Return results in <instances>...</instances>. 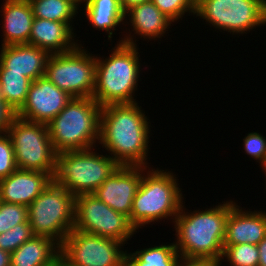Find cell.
<instances>
[{
	"instance_id": "cell-2",
	"label": "cell",
	"mask_w": 266,
	"mask_h": 266,
	"mask_svg": "<svg viewBox=\"0 0 266 266\" xmlns=\"http://www.w3.org/2000/svg\"><path fill=\"white\" fill-rule=\"evenodd\" d=\"M183 201L172 227L175 247L182 260L203 261L218 265L223 254L226 220L230 200L210 208L190 210ZM189 212H188V211Z\"/></svg>"
},
{
	"instance_id": "cell-40",
	"label": "cell",
	"mask_w": 266,
	"mask_h": 266,
	"mask_svg": "<svg viewBox=\"0 0 266 266\" xmlns=\"http://www.w3.org/2000/svg\"><path fill=\"white\" fill-rule=\"evenodd\" d=\"M28 2H32V1H39V0H27Z\"/></svg>"
},
{
	"instance_id": "cell-38",
	"label": "cell",
	"mask_w": 266,
	"mask_h": 266,
	"mask_svg": "<svg viewBox=\"0 0 266 266\" xmlns=\"http://www.w3.org/2000/svg\"><path fill=\"white\" fill-rule=\"evenodd\" d=\"M257 1L260 2L266 8V0H257Z\"/></svg>"
},
{
	"instance_id": "cell-22",
	"label": "cell",
	"mask_w": 266,
	"mask_h": 266,
	"mask_svg": "<svg viewBox=\"0 0 266 266\" xmlns=\"http://www.w3.org/2000/svg\"><path fill=\"white\" fill-rule=\"evenodd\" d=\"M60 257V246L52 239L33 236L11 253L10 266H49Z\"/></svg>"
},
{
	"instance_id": "cell-9",
	"label": "cell",
	"mask_w": 266,
	"mask_h": 266,
	"mask_svg": "<svg viewBox=\"0 0 266 266\" xmlns=\"http://www.w3.org/2000/svg\"><path fill=\"white\" fill-rule=\"evenodd\" d=\"M195 15L215 31L243 36L266 26V8L257 0H200Z\"/></svg>"
},
{
	"instance_id": "cell-23",
	"label": "cell",
	"mask_w": 266,
	"mask_h": 266,
	"mask_svg": "<svg viewBox=\"0 0 266 266\" xmlns=\"http://www.w3.org/2000/svg\"><path fill=\"white\" fill-rule=\"evenodd\" d=\"M152 246L133 252L127 250L126 266H177L182 260L174 241Z\"/></svg>"
},
{
	"instance_id": "cell-12",
	"label": "cell",
	"mask_w": 266,
	"mask_h": 266,
	"mask_svg": "<svg viewBox=\"0 0 266 266\" xmlns=\"http://www.w3.org/2000/svg\"><path fill=\"white\" fill-rule=\"evenodd\" d=\"M74 210V229L113 238L126 244L138 232L128 216L114 211L93 193L76 195Z\"/></svg>"
},
{
	"instance_id": "cell-30",
	"label": "cell",
	"mask_w": 266,
	"mask_h": 266,
	"mask_svg": "<svg viewBox=\"0 0 266 266\" xmlns=\"http://www.w3.org/2000/svg\"><path fill=\"white\" fill-rule=\"evenodd\" d=\"M243 139V150L245 155L256 160L262 171H266V137L259 132H249Z\"/></svg>"
},
{
	"instance_id": "cell-36",
	"label": "cell",
	"mask_w": 266,
	"mask_h": 266,
	"mask_svg": "<svg viewBox=\"0 0 266 266\" xmlns=\"http://www.w3.org/2000/svg\"><path fill=\"white\" fill-rule=\"evenodd\" d=\"M11 253L0 249V266H10Z\"/></svg>"
},
{
	"instance_id": "cell-8",
	"label": "cell",
	"mask_w": 266,
	"mask_h": 266,
	"mask_svg": "<svg viewBox=\"0 0 266 266\" xmlns=\"http://www.w3.org/2000/svg\"><path fill=\"white\" fill-rule=\"evenodd\" d=\"M14 149L18 169L56 173L57 153L49 136L47 124L15 117L7 130Z\"/></svg>"
},
{
	"instance_id": "cell-28",
	"label": "cell",
	"mask_w": 266,
	"mask_h": 266,
	"mask_svg": "<svg viewBox=\"0 0 266 266\" xmlns=\"http://www.w3.org/2000/svg\"><path fill=\"white\" fill-rule=\"evenodd\" d=\"M152 2L175 24L185 18L187 13L189 16H195L194 0H152Z\"/></svg>"
},
{
	"instance_id": "cell-27",
	"label": "cell",
	"mask_w": 266,
	"mask_h": 266,
	"mask_svg": "<svg viewBox=\"0 0 266 266\" xmlns=\"http://www.w3.org/2000/svg\"><path fill=\"white\" fill-rule=\"evenodd\" d=\"M28 221V207L0 200V234Z\"/></svg>"
},
{
	"instance_id": "cell-7",
	"label": "cell",
	"mask_w": 266,
	"mask_h": 266,
	"mask_svg": "<svg viewBox=\"0 0 266 266\" xmlns=\"http://www.w3.org/2000/svg\"><path fill=\"white\" fill-rule=\"evenodd\" d=\"M75 196L54 179L28 206L34 236L54 240L59 246L75 224Z\"/></svg>"
},
{
	"instance_id": "cell-31",
	"label": "cell",
	"mask_w": 266,
	"mask_h": 266,
	"mask_svg": "<svg viewBox=\"0 0 266 266\" xmlns=\"http://www.w3.org/2000/svg\"><path fill=\"white\" fill-rule=\"evenodd\" d=\"M17 169L12 141L7 133L0 134V179Z\"/></svg>"
},
{
	"instance_id": "cell-3",
	"label": "cell",
	"mask_w": 266,
	"mask_h": 266,
	"mask_svg": "<svg viewBox=\"0 0 266 266\" xmlns=\"http://www.w3.org/2000/svg\"><path fill=\"white\" fill-rule=\"evenodd\" d=\"M114 46L108 57L95 54V89L92 98L101 107L137 102L135 92L139 80L142 81L140 72L143 68L138 45L121 42Z\"/></svg>"
},
{
	"instance_id": "cell-39",
	"label": "cell",
	"mask_w": 266,
	"mask_h": 266,
	"mask_svg": "<svg viewBox=\"0 0 266 266\" xmlns=\"http://www.w3.org/2000/svg\"><path fill=\"white\" fill-rule=\"evenodd\" d=\"M195 1V5L200 1V0H194Z\"/></svg>"
},
{
	"instance_id": "cell-5",
	"label": "cell",
	"mask_w": 266,
	"mask_h": 266,
	"mask_svg": "<svg viewBox=\"0 0 266 266\" xmlns=\"http://www.w3.org/2000/svg\"><path fill=\"white\" fill-rule=\"evenodd\" d=\"M101 106L92 97H73L47 128L55 152L98 147Z\"/></svg>"
},
{
	"instance_id": "cell-21",
	"label": "cell",
	"mask_w": 266,
	"mask_h": 266,
	"mask_svg": "<svg viewBox=\"0 0 266 266\" xmlns=\"http://www.w3.org/2000/svg\"><path fill=\"white\" fill-rule=\"evenodd\" d=\"M80 6L87 19L85 22L88 21L95 30L105 31L112 44L113 35L118 30L116 27L123 30L121 27L124 25L125 11L120 0H81Z\"/></svg>"
},
{
	"instance_id": "cell-14",
	"label": "cell",
	"mask_w": 266,
	"mask_h": 266,
	"mask_svg": "<svg viewBox=\"0 0 266 266\" xmlns=\"http://www.w3.org/2000/svg\"><path fill=\"white\" fill-rule=\"evenodd\" d=\"M174 22L163 14L159 8L152 2H145L135 5L125 11L124 25L126 31L123 38H120L116 43H125L129 45H137L138 38H143L149 42L153 40L162 39L165 33H169ZM130 27L127 29V27ZM131 29V31H130ZM129 32H128V31ZM167 31V32H166ZM134 34H133V33ZM137 35V36H136ZM136 36V37H135ZM136 39V40H135ZM137 41V42H136Z\"/></svg>"
},
{
	"instance_id": "cell-15",
	"label": "cell",
	"mask_w": 266,
	"mask_h": 266,
	"mask_svg": "<svg viewBox=\"0 0 266 266\" xmlns=\"http://www.w3.org/2000/svg\"><path fill=\"white\" fill-rule=\"evenodd\" d=\"M142 174L143 166L120 165L93 194L114 211L130 217Z\"/></svg>"
},
{
	"instance_id": "cell-32",
	"label": "cell",
	"mask_w": 266,
	"mask_h": 266,
	"mask_svg": "<svg viewBox=\"0 0 266 266\" xmlns=\"http://www.w3.org/2000/svg\"><path fill=\"white\" fill-rule=\"evenodd\" d=\"M15 117L16 112L0 95V134L7 133V130Z\"/></svg>"
},
{
	"instance_id": "cell-35",
	"label": "cell",
	"mask_w": 266,
	"mask_h": 266,
	"mask_svg": "<svg viewBox=\"0 0 266 266\" xmlns=\"http://www.w3.org/2000/svg\"><path fill=\"white\" fill-rule=\"evenodd\" d=\"M177 266H217L216 264L203 261H186L181 260Z\"/></svg>"
},
{
	"instance_id": "cell-37",
	"label": "cell",
	"mask_w": 266,
	"mask_h": 266,
	"mask_svg": "<svg viewBox=\"0 0 266 266\" xmlns=\"http://www.w3.org/2000/svg\"><path fill=\"white\" fill-rule=\"evenodd\" d=\"M49 266H65V265H64L63 259L61 257H59L55 262H53Z\"/></svg>"
},
{
	"instance_id": "cell-4",
	"label": "cell",
	"mask_w": 266,
	"mask_h": 266,
	"mask_svg": "<svg viewBox=\"0 0 266 266\" xmlns=\"http://www.w3.org/2000/svg\"><path fill=\"white\" fill-rule=\"evenodd\" d=\"M176 176L169 169L143 166L142 179L129 217L138 232L139 228L162 220L165 222V219L174 223L185 198Z\"/></svg>"
},
{
	"instance_id": "cell-24",
	"label": "cell",
	"mask_w": 266,
	"mask_h": 266,
	"mask_svg": "<svg viewBox=\"0 0 266 266\" xmlns=\"http://www.w3.org/2000/svg\"><path fill=\"white\" fill-rule=\"evenodd\" d=\"M81 0H39L30 2L35 18L74 24Z\"/></svg>"
},
{
	"instance_id": "cell-34",
	"label": "cell",
	"mask_w": 266,
	"mask_h": 266,
	"mask_svg": "<svg viewBox=\"0 0 266 266\" xmlns=\"http://www.w3.org/2000/svg\"><path fill=\"white\" fill-rule=\"evenodd\" d=\"M150 1L152 0H120V3H121L123 10L126 11L135 5L145 3V2H150Z\"/></svg>"
},
{
	"instance_id": "cell-6",
	"label": "cell",
	"mask_w": 266,
	"mask_h": 266,
	"mask_svg": "<svg viewBox=\"0 0 266 266\" xmlns=\"http://www.w3.org/2000/svg\"><path fill=\"white\" fill-rule=\"evenodd\" d=\"M95 148L57 154L54 180L73 196L92 194L120 166Z\"/></svg>"
},
{
	"instance_id": "cell-17",
	"label": "cell",
	"mask_w": 266,
	"mask_h": 266,
	"mask_svg": "<svg viewBox=\"0 0 266 266\" xmlns=\"http://www.w3.org/2000/svg\"><path fill=\"white\" fill-rule=\"evenodd\" d=\"M52 180L48 173L17 168L0 179V200L28 207Z\"/></svg>"
},
{
	"instance_id": "cell-18",
	"label": "cell",
	"mask_w": 266,
	"mask_h": 266,
	"mask_svg": "<svg viewBox=\"0 0 266 266\" xmlns=\"http://www.w3.org/2000/svg\"><path fill=\"white\" fill-rule=\"evenodd\" d=\"M50 55L47 50L30 44L1 46L0 69L22 73L31 81H35L39 77L45 76Z\"/></svg>"
},
{
	"instance_id": "cell-29",
	"label": "cell",
	"mask_w": 266,
	"mask_h": 266,
	"mask_svg": "<svg viewBox=\"0 0 266 266\" xmlns=\"http://www.w3.org/2000/svg\"><path fill=\"white\" fill-rule=\"evenodd\" d=\"M33 236L30 223H20L0 234V249L12 253Z\"/></svg>"
},
{
	"instance_id": "cell-20",
	"label": "cell",
	"mask_w": 266,
	"mask_h": 266,
	"mask_svg": "<svg viewBox=\"0 0 266 266\" xmlns=\"http://www.w3.org/2000/svg\"><path fill=\"white\" fill-rule=\"evenodd\" d=\"M3 40L1 46L28 44L34 21L33 10L27 0H3Z\"/></svg>"
},
{
	"instance_id": "cell-16",
	"label": "cell",
	"mask_w": 266,
	"mask_h": 266,
	"mask_svg": "<svg viewBox=\"0 0 266 266\" xmlns=\"http://www.w3.org/2000/svg\"><path fill=\"white\" fill-rule=\"evenodd\" d=\"M266 237V212L245 210L235 200H230L223 245H258Z\"/></svg>"
},
{
	"instance_id": "cell-19",
	"label": "cell",
	"mask_w": 266,
	"mask_h": 266,
	"mask_svg": "<svg viewBox=\"0 0 266 266\" xmlns=\"http://www.w3.org/2000/svg\"><path fill=\"white\" fill-rule=\"evenodd\" d=\"M73 26L34 17L28 44L47 50L50 54L69 52L80 44V40L75 38L77 35Z\"/></svg>"
},
{
	"instance_id": "cell-26",
	"label": "cell",
	"mask_w": 266,
	"mask_h": 266,
	"mask_svg": "<svg viewBox=\"0 0 266 266\" xmlns=\"http://www.w3.org/2000/svg\"><path fill=\"white\" fill-rule=\"evenodd\" d=\"M223 246V254L217 266H223V262H229L230 266H258V245L247 243Z\"/></svg>"
},
{
	"instance_id": "cell-33",
	"label": "cell",
	"mask_w": 266,
	"mask_h": 266,
	"mask_svg": "<svg viewBox=\"0 0 266 266\" xmlns=\"http://www.w3.org/2000/svg\"><path fill=\"white\" fill-rule=\"evenodd\" d=\"M259 264L258 266H266V237L258 244Z\"/></svg>"
},
{
	"instance_id": "cell-25",
	"label": "cell",
	"mask_w": 266,
	"mask_h": 266,
	"mask_svg": "<svg viewBox=\"0 0 266 266\" xmlns=\"http://www.w3.org/2000/svg\"><path fill=\"white\" fill-rule=\"evenodd\" d=\"M31 82L22 73L0 69V95L16 113L26 101Z\"/></svg>"
},
{
	"instance_id": "cell-1",
	"label": "cell",
	"mask_w": 266,
	"mask_h": 266,
	"mask_svg": "<svg viewBox=\"0 0 266 266\" xmlns=\"http://www.w3.org/2000/svg\"><path fill=\"white\" fill-rule=\"evenodd\" d=\"M145 115L138 102L101 107L98 144L119 165L150 166L152 126Z\"/></svg>"
},
{
	"instance_id": "cell-13",
	"label": "cell",
	"mask_w": 266,
	"mask_h": 266,
	"mask_svg": "<svg viewBox=\"0 0 266 266\" xmlns=\"http://www.w3.org/2000/svg\"><path fill=\"white\" fill-rule=\"evenodd\" d=\"M72 98L46 76H42L31 82L26 101L16 116L27 121L48 124Z\"/></svg>"
},
{
	"instance_id": "cell-11",
	"label": "cell",
	"mask_w": 266,
	"mask_h": 266,
	"mask_svg": "<svg viewBox=\"0 0 266 266\" xmlns=\"http://www.w3.org/2000/svg\"><path fill=\"white\" fill-rule=\"evenodd\" d=\"M126 243L72 229L60 246L65 266H126Z\"/></svg>"
},
{
	"instance_id": "cell-10",
	"label": "cell",
	"mask_w": 266,
	"mask_h": 266,
	"mask_svg": "<svg viewBox=\"0 0 266 266\" xmlns=\"http://www.w3.org/2000/svg\"><path fill=\"white\" fill-rule=\"evenodd\" d=\"M79 44L75 49L51 54L45 76L72 97H92L95 89V54Z\"/></svg>"
}]
</instances>
